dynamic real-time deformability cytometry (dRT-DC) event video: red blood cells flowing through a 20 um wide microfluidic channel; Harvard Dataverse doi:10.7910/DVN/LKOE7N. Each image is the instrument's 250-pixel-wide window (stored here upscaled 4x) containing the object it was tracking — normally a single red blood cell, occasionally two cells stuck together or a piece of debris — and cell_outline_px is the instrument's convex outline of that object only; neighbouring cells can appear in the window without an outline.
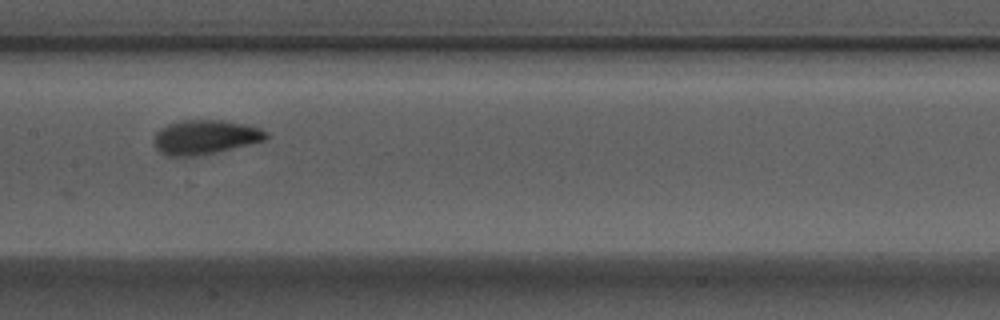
{"species": "Egyptian fruit bat (a non-hibernating species)", "species_latin": "Rousettus aegyptiacus", "temperature_condition": "warm", "stored_images_in_passage": 6, "camera_frame_rate_fps": 3000, "um_per_image_px": 0.085, "animal": {"sex": "male"}, "frame": {"image": 1, "passage_image": 5, "time_ms": 1.333, "image_size_px": [1000, 320], "cell_outline_px": [[268, 136], [264, 140], [216, 152], [196, 156], [168, 156], [160, 152], [156, 148], [156, 132], [160, 128], [168, 124], [180, 120], [224, 120], [248, 124], [260, 128], [268, 132]], "centroid_in_image_um": [17.45, 11.64], "position_along_channel_um": 189.9, "area_um2": 22.31}}
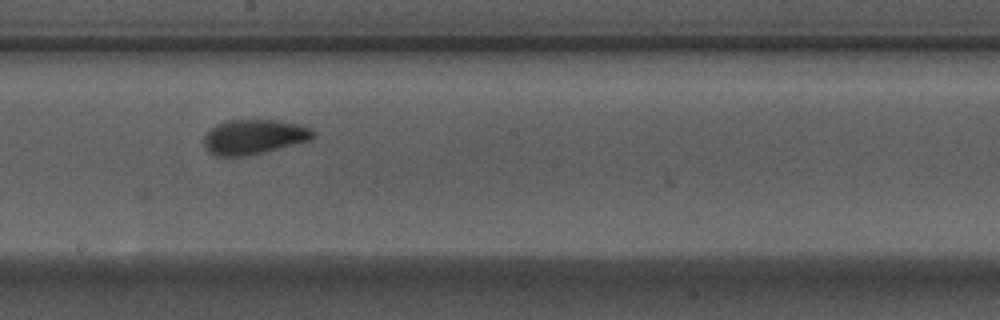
{"frame": {"image": 2, "passage_image": 6, "time_ms": 1.667, "image_size_px": [1000, 320], "cell_outline_px": [[316, 136], [312, 140], [264, 152], [244, 156], [216, 156], [208, 152], [204, 144], [204, 136], [216, 124], [228, 120], [280, 120], [300, 124], [316, 132]], "centroid_in_image_um": [21.62, 11.63], "position_along_channel_um": 226.6, "area_um2": 22.25}}